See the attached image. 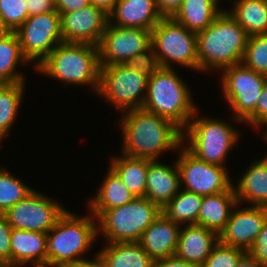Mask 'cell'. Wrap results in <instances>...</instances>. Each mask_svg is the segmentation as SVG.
<instances>
[{
  "label": "cell",
  "mask_w": 267,
  "mask_h": 267,
  "mask_svg": "<svg viewBox=\"0 0 267 267\" xmlns=\"http://www.w3.org/2000/svg\"><path fill=\"white\" fill-rule=\"evenodd\" d=\"M121 131L126 156L157 160L162 152L181 147L183 130L171 120L143 108L123 112Z\"/></svg>",
  "instance_id": "cell-1"
},
{
  "label": "cell",
  "mask_w": 267,
  "mask_h": 267,
  "mask_svg": "<svg viewBox=\"0 0 267 267\" xmlns=\"http://www.w3.org/2000/svg\"><path fill=\"white\" fill-rule=\"evenodd\" d=\"M249 35L227 12L196 34L198 71L220 70L240 64Z\"/></svg>",
  "instance_id": "cell-2"
},
{
  "label": "cell",
  "mask_w": 267,
  "mask_h": 267,
  "mask_svg": "<svg viewBox=\"0 0 267 267\" xmlns=\"http://www.w3.org/2000/svg\"><path fill=\"white\" fill-rule=\"evenodd\" d=\"M34 69L66 84H89L97 92L100 78L98 46L62 42Z\"/></svg>",
  "instance_id": "cell-3"
},
{
  "label": "cell",
  "mask_w": 267,
  "mask_h": 267,
  "mask_svg": "<svg viewBox=\"0 0 267 267\" xmlns=\"http://www.w3.org/2000/svg\"><path fill=\"white\" fill-rule=\"evenodd\" d=\"M191 91L173 68H160L148 77L143 109L163 116L184 130L195 114Z\"/></svg>",
  "instance_id": "cell-4"
},
{
  "label": "cell",
  "mask_w": 267,
  "mask_h": 267,
  "mask_svg": "<svg viewBox=\"0 0 267 267\" xmlns=\"http://www.w3.org/2000/svg\"><path fill=\"white\" fill-rule=\"evenodd\" d=\"M95 221L92 214L81 217L66 210L47 233V267L83 259L98 235Z\"/></svg>",
  "instance_id": "cell-5"
},
{
  "label": "cell",
  "mask_w": 267,
  "mask_h": 267,
  "mask_svg": "<svg viewBox=\"0 0 267 267\" xmlns=\"http://www.w3.org/2000/svg\"><path fill=\"white\" fill-rule=\"evenodd\" d=\"M161 212L148 198L135 197L127 204L102 212L96 218L97 234L102 232L108 243L138 242Z\"/></svg>",
  "instance_id": "cell-6"
},
{
  "label": "cell",
  "mask_w": 267,
  "mask_h": 267,
  "mask_svg": "<svg viewBox=\"0 0 267 267\" xmlns=\"http://www.w3.org/2000/svg\"><path fill=\"white\" fill-rule=\"evenodd\" d=\"M197 113L198 109L192 117L194 120L191 118L183 130V142L185 143L184 137L188 142L185 148L202 161L226 167L223 164L230 149L232 150L240 139L239 131L223 120L206 117L195 119L198 117Z\"/></svg>",
  "instance_id": "cell-7"
},
{
  "label": "cell",
  "mask_w": 267,
  "mask_h": 267,
  "mask_svg": "<svg viewBox=\"0 0 267 267\" xmlns=\"http://www.w3.org/2000/svg\"><path fill=\"white\" fill-rule=\"evenodd\" d=\"M151 45L162 68L175 62L198 70L196 33L173 18H162L151 31Z\"/></svg>",
  "instance_id": "cell-8"
},
{
  "label": "cell",
  "mask_w": 267,
  "mask_h": 267,
  "mask_svg": "<svg viewBox=\"0 0 267 267\" xmlns=\"http://www.w3.org/2000/svg\"><path fill=\"white\" fill-rule=\"evenodd\" d=\"M148 77L127 63L100 66L97 93L105 97L120 112L142 108ZM141 93V94H140Z\"/></svg>",
  "instance_id": "cell-9"
},
{
  "label": "cell",
  "mask_w": 267,
  "mask_h": 267,
  "mask_svg": "<svg viewBox=\"0 0 267 267\" xmlns=\"http://www.w3.org/2000/svg\"><path fill=\"white\" fill-rule=\"evenodd\" d=\"M222 90L236 121L243 122L256 107L267 76L242 63L221 70Z\"/></svg>",
  "instance_id": "cell-10"
},
{
  "label": "cell",
  "mask_w": 267,
  "mask_h": 267,
  "mask_svg": "<svg viewBox=\"0 0 267 267\" xmlns=\"http://www.w3.org/2000/svg\"><path fill=\"white\" fill-rule=\"evenodd\" d=\"M23 56L36 68L63 42L60 14L57 11L29 16L15 31ZM38 59V60H37Z\"/></svg>",
  "instance_id": "cell-11"
},
{
  "label": "cell",
  "mask_w": 267,
  "mask_h": 267,
  "mask_svg": "<svg viewBox=\"0 0 267 267\" xmlns=\"http://www.w3.org/2000/svg\"><path fill=\"white\" fill-rule=\"evenodd\" d=\"M176 161L180 184L201 196L226 192L233 187L226 167L209 164L190 153L183 145Z\"/></svg>",
  "instance_id": "cell-12"
},
{
  "label": "cell",
  "mask_w": 267,
  "mask_h": 267,
  "mask_svg": "<svg viewBox=\"0 0 267 267\" xmlns=\"http://www.w3.org/2000/svg\"><path fill=\"white\" fill-rule=\"evenodd\" d=\"M65 211L58 202L34 190L4 214L14 229L48 233Z\"/></svg>",
  "instance_id": "cell-13"
},
{
  "label": "cell",
  "mask_w": 267,
  "mask_h": 267,
  "mask_svg": "<svg viewBox=\"0 0 267 267\" xmlns=\"http://www.w3.org/2000/svg\"><path fill=\"white\" fill-rule=\"evenodd\" d=\"M150 46V30L118 27L108 22L98 45L100 66L125 64Z\"/></svg>",
  "instance_id": "cell-14"
},
{
  "label": "cell",
  "mask_w": 267,
  "mask_h": 267,
  "mask_svg": "<svg viewBox=\"0 0 267 267\" xmlns=\"http://www.w3.org/2000/svg\"><path fill=\"white\" fill-rule=\"evenodd\" d=\"M108 22V14L91 4L60 14L63 42L98 46Z\"/></svg>",
  "instance_id": "cell-15"
},
{
  "label": "cell",
  "mask_w": 267,
  "mask_h": 267,
  "mask_svg": "<svg viewBox=\"0 0 267 267\" xmlns=\"http://www.w3.org/2000/svg\"><path fill=\"white\" fill-rule=\"evenodd\" d=\"M266 220L267 207L252 205L245 209L235 208L219 234V241L248 252Z\"/></svg>",
  "instance_id": "cell-16"
},
{
  "label": "cell",
  "mask_w": 267,
  "mask_h": 267,
  "mask_svg": "<svg viewBox=\"0 0 267 267\" xmlns=\"http://www.w3.org/2000/svg\"><path fill=\"white\" fill-rule=\"evenodd\" d=\"M219 242V234L204 226L188 224L180 228L175 255L194 267H201Z\"/></svg>",
  "instance_id": "cell-17"
},
{
  "label": "cell",
  "mask_w": 267,
  "mask_h": 267,
  "mask_svg": "<svg viewBox=\"0 0 267 267\" xmlns=\"http://www.w3.org/2000/svg\"><path fill=\"white\" fill-rule=\"evenodd\" d=\"M180 227L161 212L144 231L138 243L153 260L173 256L178 245Z\"/></svg>",
  "instance_id": "cell-18"
},
{
  "label": "cell",
  "mask_w": 267,
  "mask_h": 267,
  "mask_svg": "<svg viewBox=\"0 0 267 267\" xmlns=\"http://www.w3.org/2000/svg\"><path fill=\"white\" fill-rule=\"evenodd\" d=\"M11 267H47V233L12 228Z\"/></svg>",
  "instance_id": "cell-19"
},
{
  "label": "cell",
  "mask_w": 267,
  "mask_h": 267,
  "mask_svg": "<svg viewBox=\"0 0 267 267\" xmlns=\"http://www.w3.org/2000/svg\"><path fill=\"white\" fill-rule=\"evenodd\" d=\"M108 16L111 25L150 31L163 18L159 14L154 0H118Z\"/></svg>",
  "instance_id": "cell-20"
},
{
  "label": "cell",
  "mask_w": 267,
  "mask_h": 267,
  "mask_svg": "<svg viewBox=\"0 0 267 267\" xmlns=\"http://www.w3.org/2000/svg\"><path fill=\"white\" fill-rule=\"evenodd\" d=\"M180 183V173L176 163L168 166L161 164L160 161L149 160L146 198L162 209L179 192Z\"/></svg>",
  "instance_id": "cell-21"
},
{
  "label": "cell",
  "mask_w": 267,
  "mask_h": 267,
  "mask_svg": "<svg viewBox=\"0 0 267 267\" xmlns=\"http://www.w3.org/2000/svg\"><path fill=\"white\" fill-rule=\"evenodd\" d=\"M237 205L233 187L226 192L203 196L196 224L220 234L230 219L231 209Z\"/></svg>",
  "instance_id": "cell-22"
},
{
  "label": "cell",
  "mask_w": 267,
  "mask_h": 267,
  "mask_svg": "<svg viewBox=\"0 0 267 267\" xmlns=\"http://www.w3.org/2000/svg\"><path fill=\"white\" fill-rule=\"evenodd\" d=\"M238 186H233L238 204L243 201L253 206L267 207V155L261 161L251 162Z\"/></svg>",
  "instance_id": "cell-23"
},
{
  "label": "cell",
  "mask_w": 267,
  "mask_h": 267,
  "mask_svg": "<svg viewBox=\"0 0 267 267\" xmlns=\"http://www.w3.org/2000/svg\"><path fill=\"white\" fill-rule=\"evenodd\" d=\"M135 197L109 167L106 178L101 184L97 195L89 201L90 213L97 218L105 210L127 204Z\"/></svg>",
  "instance_id": "cell-24"
},
{
  "label": "cell",
  "mask_w": 267,
  "mask_h": 267,
  "mask_svg": "<svg viewBox=\"0 0 267 267\" xmlns=\"http://www.w3.org/2000/svg\"><path fill=\"white\" fill-rule=\"evenodd\" d=\"M23 56L20 41L15 31L0 33V84H14L24 82L25 76L17 72L20 65L29 64Z\"/></svg>",
  "instance_id": "cell-25"
},
{
  "label": "cell",
  "mask_w": 267,
  "mask_h": 267,
  "mask_svg": "<svg viewBox=\"0 0 267 267\" xmlns=\"http://www.w3.org/2000/svg\"><path fill=\"white\" fill-rule=\"evenodd\" d=\"M218 8L210 0H183L172 18L197 34L210 26L222 12H227Z\"/></svg>",
  "instance_id": "cell-26"
},
{
  "label": "cell",
  "mask_w": 267,
  "mask_h": 267,
  "mask_svg": "<svg viewBox=\"0 0 267 267\" xmlns=\"http://www.w3.org/2000/svg\"><path fill=\"white\" fill-rule=\"evenodd\" d=\"M99 254L105 267H152L154 263L138 242L108 243Z\"/></svg>",
  "instance_id": "cell-27"
},
{
  "label": "cell",
  "mask_w": 267,
  "mask_h": 267,
  "mask_svg": "<svg viewBox=\"0 0 267 267\" xmlns=\"http://www.w3.org/2000/svg\"><path fill=\"white\" fill-rule=\"evenodd\" d=\"M110 168L136 197H145L149 160L123 155L111 159Z\"/></svg>",
  "instance_id": "cell-28"
},
{
  "label": "cell",
  "mask_w": 267,
  "mask_h": 267,
  "mask_svg": "<svg viewBox=\"0 0 267 267\" xmlns=\"http://www.w3.org/2000/svg\"><path fill=\"white\" fill-rule=\"evenodd\" d=\"M228 12L247 34H267V0H235Z\"/></svg>",
  "instance_id": "cell-29"
},
{
  "label": "cell",
  "mask_w": 267,
  "mask_h": 267,
  "mask_svg": "<svg viewBox=\"0 0 267 267\" xmlns=\"http://www.w3.org/2000/svg\"><path fill=\"white\" fill-rule=\"evenodd\" d=\"M202 200L203 196L181 189L162 208V212L179 225L184 223H187V225L196 224Z\"/></svg>",
  "instance_id": "cell-30"
},
{
  "label": "cell",
  "mask_w": 267,
  "mask_h": 267,
  "mask_svg": "<svg viewBox=\"0 0 267 267\" xmlns=\"http://www.w3.org/2000/svg\"><path fill=\"white\" fill-rule=\"evenodd\" d=\"M25 82L0 84V140L10 132L24 94Z\"/></svg>",
  "instance_id": "cell-31"
},
{
  "label": "cell",
  "mask_w": 267,
  "mask_h": 267,
  "mask_svg": "<svg viewBox=\"0 0 267 267\" xmlns=\"http://www.w3.org/2000/svg\"><path fill=\"white\" fill-rule=\"evenodd\" d=\"M34 189L15 178L5 168L0 169V213H5Z\"/></svg>",
  "instance_id": "cell-32"
},
{
  "label": "cell",
  "mask_w": 267,
  "mask_h": 267,
  "mask_svg": "<svg viewBox=\"0 0 267 267\" xmlns=\"http://www.w3.org/2000/svg\"><path fill=\"white\" fill-rule=\"evenodd\" d=\"M241 63L267 76V34H255L248 37Z\"/></svg>",
  "instance_id": "cell-33"
},
{
  "label": "cell",
  "mask_w": 267,
  "mask_h": 267,
  "mask_svg": "<svg viewBox=\"0 0 267 267\" xmlns=\"http://www.w3.org/2000/svg\"><path fill=\"white\" fill-rule=\"evenodd\" d=\"M28 17L26 0H0V25L4 31H16Z\"/></svg>",
  "instance_id": "cell-34"
},
{
  "label": "cell",
  "mask_w": 267,
  "mask_h": 267,
  "mask_svg": "<svg viewBox=\"0 0 267 267\" xmlns=\"http://www.w3.org/2000/svg\"><path fill=\"white\" fill-rule=\"evenodd\" d=\"M245 250L218 242L201 267H236Z\"/></svg>",
  "instance_id": "cell-35"
},
{
  "label": "cell",
  "mask_w": 267,
  "mask_h": 267,
  "mask_svg": "<svg viewBox=\"0 0 267 267\" xmlns=\"http://www.w3.org/2000/svg\"><path fill=\"white\" fill-rule=\"evenodd\" d=\"M127 64L137 70L138 72L146 75L147 77H151L154 73H156L161 65L159 63L158 57L155 54L154 48L151 45L148 49L139 54L133 56Z\"/></svg>",
  "instance_id": "cell-36"
},
{
  "label": "cell",
  "mask_w": 267,
  "mask_h": 267,
  "mask_svg": "<svg viewBox=\"0 0 267 267\" xmlns=\"http://www.w3.org/2000/svg\"><path fill=\"white\" fill-rule=\"evenodd\" d=\"M12 227L8 224L4 213H0V266L11 267V237Z\"/></svg>",
  "instance_id": "cell-37"
},
{
  "label": "cell",
  "mask_w": 267,
  "mask_h": 267,
  "mask_svg": "<svg viewBox=\"0 0 267 267\" xmlns=\"http://www.w3.org/2000/svg\"><path fill=\"white\" fill-rule=\"evenodd\" d=\"M254 127L267 126V80L263 86L262 94L257 100L255 110L243 121Z\"/></svg>",
  "instance_id": "cell-38"
},
{
  "label": "cell",
  "mask_w": 267,
  "mask_h": 267,
  "mask_svg": "<svg viewBox=\"0 0 267 267\" xmlns=\"http://www.w3.org/2000/svg\"><path fill=\"white\" fill-rule=\"evenodd\" d=\"M248 253L263 267H267V220Z\"/></svg>",
  "instance_id": "cell-39"
},
{
  "label": "cell",
  "mask_w": 267,
  "mask_h": 267,
  "mask_svg": "<svg viewBox=\"0 0 267 267\" xmlns=\"http://www.w3.org/2000/svg\"><path fill=\"white\" fill-rule=\"evenodd\" d=\"M29 16L56 11L55 0H26Z\"/></svg>",
  "instance_id": "cell-40"
},
{
  "label": "cell",
  "mask_w": 267,
  "mask_h": 267,
  "mask_svg": "<svg viewBox=\"0 0 267 267\" xmlns=\"http://www.w3.org/2000/svg\"><path fill=\"white\" fill-rule=\"evenodd\" d=\"M159 14L163 18H172L180 9L183 0H154Z\"/></svg>",
  "instance_id": "cell-41"
},
{
  "label": "cell",
  "mask_w": 267,
  "mask_h": 267,
  "mask_svg": "<svg viewBox=\"0 0 267 267\" xmlns=\"http://www.w3.org/2000/svg\"><path fill=\"white\" fill-rule=\"evenodd\" d=\"M56 11L59 14L69 13L90 4L89 0H55Z\"/></svg>",
  "instance_id": "cell-42"
},
{
  "label": "cell",
  "mask_w": 267,
  "mask_h": 267,
  "mask_svg": "<svg viewBox=\"0 0 267 267\" xmlns=\"http://www.w3.org/2000/svg\"><path fill=\"white\" fill-rule=\"evenodd\" d=\"M152 267H194L187 261L177 257L176 255L166 257L160 260H154Z\"/></svg>",
  "instance_id": "cell-43"
},
{
  "label": "cell",
  "mask_w": 267,
  "mask_h": 267,
  "mask_svg": "<svg viewBox=\"0 0 267 267\" xmlns=\"http://www.w3.org/2000/svg\"><path fill=\"white\" fill-rule=\"evenodd\" d=\"M61 267H105L103 260L100 256V254H96V258L94 257V261L90 260L85 257L83 259L75 260L73 262H69L66 264H63Z\"/></svg>",
  "instance_id": "cell-44"
},
{
  "label": "cell",
  "mask_w": 267,
  "mask_h": 267,
  "mask_svg": "<svg viewBox=\"0 0 267 267\" xmlns=\"http://www.w3.org/2000/svg\"><path fill=\"white\" fill-rule=\"evenodd\" d=\"M90 4L103 10L106 14H110L118 0H89Z\"/></svg>",
  "instance_id": "cell-45"
},
{
  "label": "cell",
  "mask_w": 267,
  "mask_h": 267,
  "mask_svg": "<svg viewBox=\"0 0 267 267\" xmlns=\"http://www.w3.org/2000/svg\"><path fill=\"white\" fill-rule=\"evenodd\" d=\"M236 267H263L256 259L246 252L238 261Z\"/></svg>",
  "instance_id": "cell-46"
},
{
  "label": "cell",
  "mask_w": 267,
  "mask_h": 267,
  "mask_svg": "<svg viewBox=\"0 0 267 267\" xmlns=\"http://www.w3.org/2000/svg\"><path fill=\"white\" fill-rule=\"evenodd\" d=\"M267 127V126H266ZM264 136H262L263 137V139H265L266 140V142H267V128L265 129V133L263 134Z\"/></svg>",
  "instance_id": "cell-47"
},
{
  "label": "cell",
  "mask_w": 267,
  "mask_h": 267,
  "mask_svg": "<svg viewBox=\"0 0 267 267\" xmlns=\"http://www.w3.org/2000/svg\"><path fill=\"white\" fill-rule=\"evenodd\" d=\"M214 5H216L218 7V1L219 0H210Z\"/></svg>",
  "instance_id": "cell-48"
},
{
  "label": "cell",
  "mask_w": 267,
  "mask_h": 267,
  "mask_svg": "<svg viewBox=\"0 0 267 267\" xmlns=\"http://www.w3.org/2000/svg\"><path fill=\"white\" fill-rule=\"evenodd\" d=\"M4 32V30L2 29L1 25H0V33Z\"/></svg>",
  "instance_id": "cell-49"
}]
</instances>
